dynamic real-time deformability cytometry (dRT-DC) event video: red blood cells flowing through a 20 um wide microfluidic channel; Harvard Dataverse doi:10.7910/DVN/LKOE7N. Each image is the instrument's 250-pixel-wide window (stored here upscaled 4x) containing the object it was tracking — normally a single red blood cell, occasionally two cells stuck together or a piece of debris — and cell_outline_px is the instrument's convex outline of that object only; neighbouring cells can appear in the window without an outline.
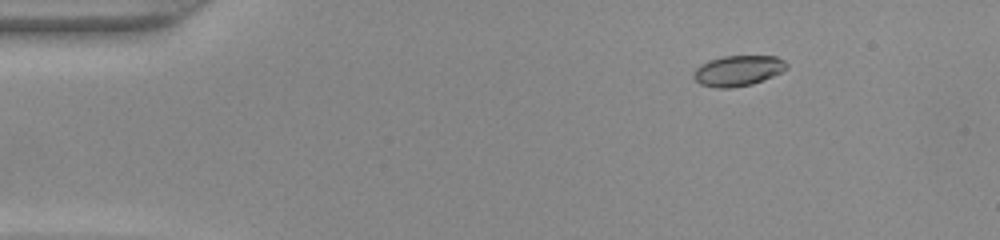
{"species": "common noctule bat (a hibernating species)", "species_latin": "Nyctalus noctula", "temperature_condition": "warm", "stored_images_in_passage": 42, "camera_frame_rate_fps": 3000, "um_per_image_px": 0.085, "animal": {"sex": "female", "body_mass_g": 22.0, "forearm_length_mm": 56.7}, "frame": {"image": 1, "passage_image": 1, "time_ms": 0.0, "image_size_px": [1000, 240], "cell_outline_px": [[788, 68], [772, 76], [752, 84], [728, 88], [716, 88], [700, 84], [692, 76], [692, 72], [700, 64], [708, 60], [724, 56], [776, 56], [784, 60], [788, 64]], "centroid_in_image_um": [62.7, 6.0], "position_along_channel_um": 22.3, "area_um2": 16.59}}
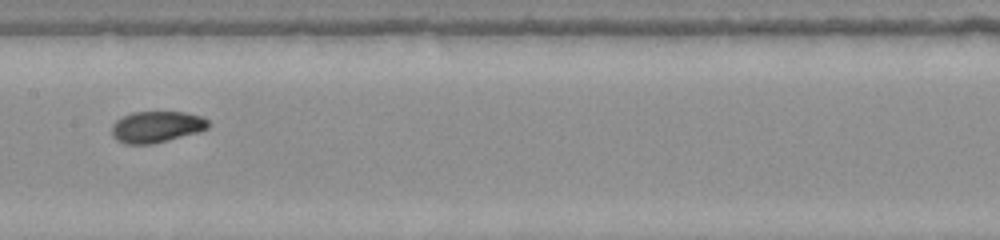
{"frame": {"image": 2, "passage_image": 19, "time_ms": 6.0, "image_size_px": [1000, 240], "cell_outline_px": [[208, 128], [196, 132], [168, 140], [152, 144], [124, 144], [116, 140], [112, 136], [112, 124], [116, 120], [132, 112], [184, 112], [200, 116], [208, 120]], "centroid_in_image_um": [13.26, 10.78], "position_along_channel_um": 194.1, "area_um2": 17.51}}
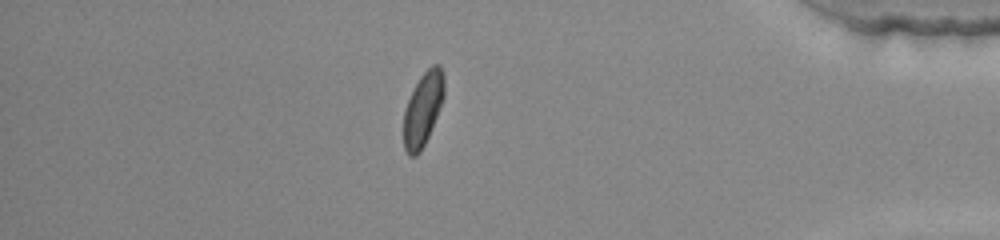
{"frame": {"image": 3, "passage_image": 36, "time_ms": 11.667, "image_size_px": [1000, 240], "cell_outline_px": [[444, 96], [440, 108], [428, 136], [420, 152], [416, 156], [408, 156], [404, 148], [404, 112], [408, 100], [420, 76], [432, 64], [440, 64], [444, 76]], "centroid_in_image_um": [35.96, 9.26], "position_along_channel_um": 399.2, "area_um2": 17.22}}